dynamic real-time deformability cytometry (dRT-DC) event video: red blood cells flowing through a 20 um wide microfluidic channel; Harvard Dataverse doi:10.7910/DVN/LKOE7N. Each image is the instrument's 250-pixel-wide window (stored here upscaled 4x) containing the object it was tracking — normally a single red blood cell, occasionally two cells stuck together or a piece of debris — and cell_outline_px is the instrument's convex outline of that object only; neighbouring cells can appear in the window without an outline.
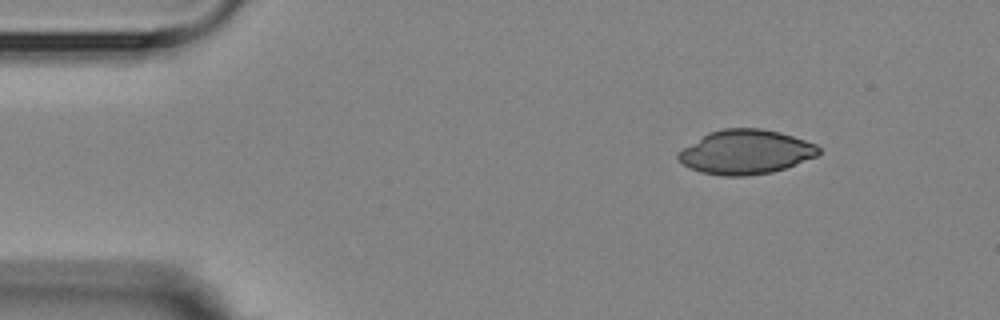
{"species": "Egyptian fruit bat (a non-hibernating species)", "species_latin": "Rousettus aegyptiacus", "temperature_condition": "room temperature", "stored_images_in_passage": 3, "camera_frame_rate_fps": 3000, "um_per_image_px": 0.085, "animal": {"sex": "female"}, "frame": {"image": 1, "passage_image": 1, "time_ms": 0.0, "image_size_px": [1000, 320], "cell_outline_px": [[820, 152], [816, 156], [784, 168], [772, 172], [744, 176], [720, 176], [700, 172], [688, 168], [676, 156], [684, 148], [708, 132], [724, 128], [760, 128], [780, 132], [816, 144], [820, 148]], "centroid_in_image_um": [63.37, 12.92], "position_along_channel_um": 21.6, "area_um2": 36.01}}